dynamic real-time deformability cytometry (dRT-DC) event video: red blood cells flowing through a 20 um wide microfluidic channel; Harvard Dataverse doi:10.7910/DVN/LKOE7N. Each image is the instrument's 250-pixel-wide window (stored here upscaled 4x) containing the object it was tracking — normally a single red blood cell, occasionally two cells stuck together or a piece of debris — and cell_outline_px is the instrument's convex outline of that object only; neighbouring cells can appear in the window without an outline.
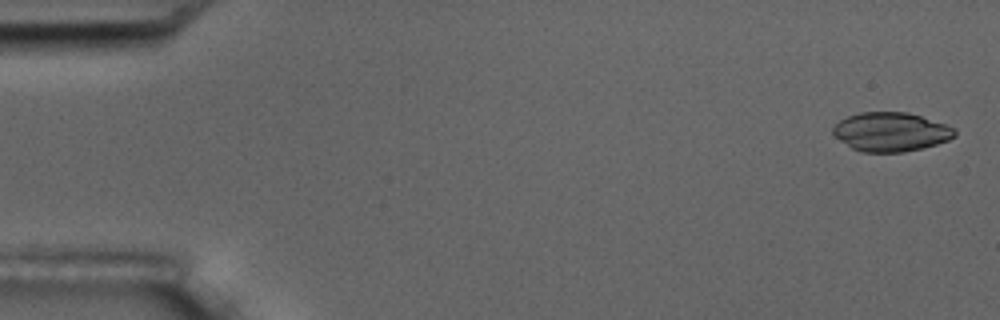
{"species": "common noctule bat (a hibernating species)", "species_latin": "Nyctalus noctula", "temperature_condition": "room temperature", "stored_images_in_passage": 11, "camera_frame_rate_fps": 3000, "um_per_image_px": 0.085, "animal": {"sex": "male", "body_mass_g": 17.5, "forearm_length_mm": 52.3}, "frame": {"image": 1, "passage_image": 1, "time_ms": 0.0, "image_size_px": [1000, 320], "cell_outline_px": [[956, 136], [948, 140], [936, 144], [904, 152], [860, 152], [852, 148], [840, 140], [832, 132], [832, 128], [840, 120], [848, 116], [860, 112], [908, 112], [944, 124], [952, 128], [956, 132]], "centroid_in_image_um": [75.7, 11.21], "position_along_channel_um": 9.3, "area_um2": 27.4}}
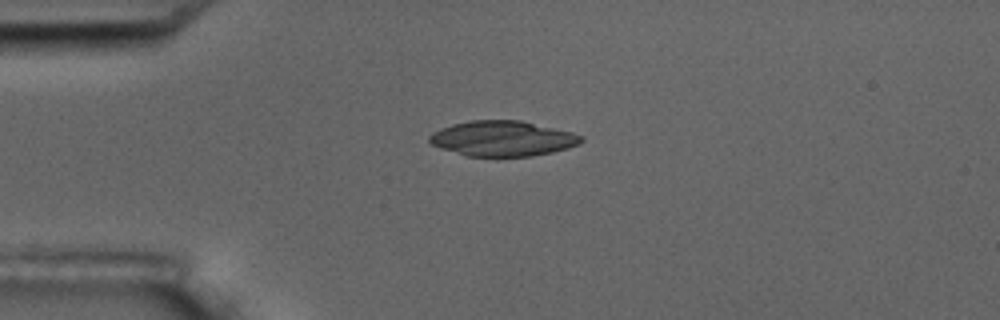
{"frame": {"image": 2, "passage_image": 4, "time_ms": 4.0, "image_size_px": [1000, 320], "cell_outline_px": [[584, 140], [580, 144], [568, 148], [552, 152], [532, 156], [468, 156], [440, 148], [432, 144], [428, 140], [428, 136], [432, 132], [440, 128], [452, 124], [468, 120], [520, 120], [572, 132], [584, 136]], "centroid_in_image_um": [42.72, 11.77], "position_along_channel_um": 42.3, "area_um2": 31.33}}
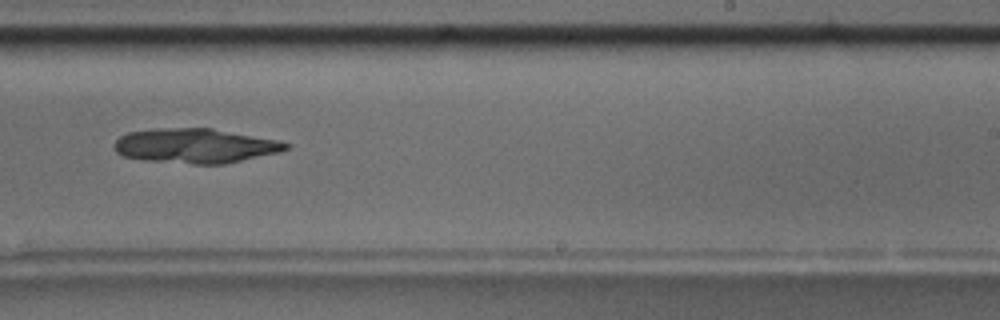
{"frame": {"image": 3, "passage_image": 10, "time_ms": 11.0, "image_size_px": [1000, 320], "cell_outline_px": [[292, 144], [288, 148], [280, 152], [224, 164], [192, 164], [144, 160], [124, 156], [116, 152], [116, 140], [120, 136], [128, 132], [152, 128], [212, 128], [276, 140]], "centroid_in_image_um": [16.6, 12.39], "position_along_channel_um": 272.4, "area_um2": 34.51}}